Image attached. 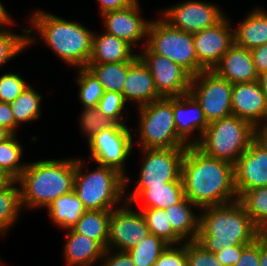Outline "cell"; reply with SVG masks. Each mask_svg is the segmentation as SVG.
Here are the masks:
<instances>
[{"mask_svg":"<svg viewBox=\"0 0 267 266\" xmlns=\"http://www.w3.org/2000/svg\"><path fill=\"white\" fill-rule=\"evenodd\" d=\"M139 4L137 0L127 8L104 13V31L125 40L131 46L138 47L140 40L146 45L150 21L142 18Z\"/></svg>","mask_w":267,"mask_h":266,"instance_id":"obj_17","label":"cell"},{"mask_svg":"<svg viewBox=\"0 0 267 266\" xmlns=\"http://www.w3.org/2000/svg\"><path fill=\"white\" fill-rule=\"evenodd\" d=\"M134 134L127 125L114 123L111 127L95 134L89 141L88 159L95 163L118 170L126 177V190L130 177L126 176L124 164L134 147Z\"/></svg>","mask_w":267,"mask_h":266,"instance_id":"obj_9","label":"cell"},{"mask_svg":"<svg viewBox=\"0 0 267 266\" xmlns=\"http://www.w3.org/2000/svg\"><path fill=\"white\" fill-rule=\"evenodd\" d=\"M138 57L149 68L161 97L173 98L189 93L192 75L165 56L151 51L146 45Z\"/></svg>","mask_w":267,"mask_h":266,"instance_id":"obj_13","label":"cell"},{"mask_svg":"<svg viewBox=\"0 0 267 266\" xmlns=\"http://www.w3.org/2000/svg\"><path fill=\"white\" fill-rule=\"evenodd\" d=\"M11 17V14H8V11L0 1V25L11 22L13 20Z\"/></svg>","mask_w":267,"mask_h":266,"instance_id":"obj_51","label":"cell"},{"mask_svg":"<svg viewBox=\"0 0 267 266\" xmlns=\"http://www.w3.org/2000/svg\"><path fill=\"white\" fill-rule=\"evenodd\" d=\"M239 201L257 228L267 222V186L247 190Z\"/></svg>","mask_w":267,"mask_h":266,"instance_id":"obj_37","label":"cell"},{"mask_svg":"<svg viewBox=\"0 0 267 266\" xmlns=\"http://www.w3.org/2000/svg\"><path fill=\"white\" fill-rule=\"evenodd\" d=\"M234 29V44L248 50L267 43V11L252 9Z\"/></svg>","mask_w":267,"mask_h":266,"instance_id":"obj_25","label":"cell"},{"mask_svg":"<svg viewBox=\"0 0 267 266\" xmlns=\"http://www.w3.org/2000/svg\"><path fill=\"white\" fill-rule=\"evenodd\" d=\"M11 179L0 170V189L7 185Z\"/></svg>","mask_w":267,"mask_h":266,"instance_id":"obj_55","label":"cell"},{"mask_svg":"<svg viewBox=\"0 0 267 266\" xmlns=\"http://www.w3.org/2000/svg\"><path fill=\"white\" fill-rule=\"evenodd\" d=\"M138 53H133V46L115 35L94 31L92 54L88 64H106L134 61Z\"/></svg>","mask_w":267,"mask_h":266,"instance_id":"obj_22","label":"cell"},{"mask_svg":"<svg viewBox=\"0 0 267 266\" xmlns=\"http://www.w3.org/2000/svg\"><path fill=\"white\" fill-rule=\"evenodd\" d=\"M173 116L178 136L188 146H195L209 125L200 104L190 93L173 97ZM195 131L199 134L192 137Z\"/></svg>","mask_w":267,"mask_h":266,"instance_id":"obj_19","label":"cell"},{"mask_svg":"<svg viewBox=\"0 0 267 266\" xmlns=\"http://www.w3.org/2000/svg\"><path fill=\"white\" fill-rule=\"evenodd\" d=\"M66 231L63 255L68 266H90L102 260L106 249L98 241L75 233L72 229Z\"/></svg>","mask_w":267,"mask_h":266,"instance_id":"obj_24","label":"cell"},{"mask_svg":"<svg viewBox=\"0 0 267 266\" xmlns=\"http://www.w3.org/2000/svg\"><path fill=\"white\" fill-rule=\"evenodd\" d=\"M233 266H260V243L255 240L248 245L242 251L240 259Z\"/></svg>","mask_w":267,"mask_h":266,"instance_id":"obj_44","label":"cell"},{"mask_svg":"<svg viewBox=\"0 0 267 266\" xmlns=\"http://www.w3.org/2000/svg\"><path fill=\"white\" fill-rule=\"evenodd\" d=\"M48 216L58 227L72 229L87 211L79 197L72 191L55 199L48 207Z\"/></svg>","mask_w":267,"mask_h":266,"instance_id":"obj_27","label":"cell"},{"mask_svg":"<svg viewBox=\"0 0 267 266\" xmlns=\"http://www.w3.org/2000/svg\"><path fill=\"white\" fill-rule=\"evenodd\" d=\"M198 63L205 70H213L234 44V29L225 16L216 25L193 33Z\"/></svg>","mask_w":267,"mask_h":266,"instance_id":"obj_15","label":"cell"},{"mask_svg":"<svg viewBox=\"0 0 267 266\" xmlns=\"http://www.w3.org/2000/svg\"><path fill=\"white\" fill-rule=\"evenodd\" d=\"M260 266H267V248L260 244Z\"/></svg>","mask_w":267,"mask_h":266,"instance_id":"obj_53","label":"cell"},{"mask_svg":"<svg viewBox=\"0 0 267 266\" xmlns=\"http://www.w3.org/2000/svg\"><path fill=\"white\" fill-rule=\"evenodd\" d=\"M31 14V28H27L28 46L39 42L40 39L32 34L37 31L36 35L43 39L40 41L46 43L63 63L77 69L88 65L92 54L94 31H90L80 22L66 20L43 10L36 9Z\"/></svg>","mask_w":267,"mask_h":266,"instance_id":"obj_2","label":"cell"},{"mask_svg":"<svg viewBox=\"0 0 267 266\" xmlns=\"http://www.w3.org/2000/svg\"><path fill=\"white\" fill-rule=\"evenodd\" d=\"M17 180H11L0 189V235L5 236L19 219L22 210L20 187Z\"/></svg>","mask_w":267,"mask_h":266,"instance_id":"obj_29","label":"cell"},{"mask_svg":"<svg viewBox=\"0 0 267 266\" xmlns=\"http://www.w3.org/2000/svg\"><path fill=\"white\" fill-rule=\"evenodd\" d=\"M184 195L200 209L239 200L235 188L234 164L188 146L182 159Z\"/></svg>","mask_w":267,"mask_h":266,"instance_id":"obj_1","label":"cell"},{"mask_svg":"<svg viewBox=\"0 0 267 266\" xmlns=\"http://www.w3.org/2000/svg\"><path fill=\"white\" fill-rule=\"evenodd\" d=\"M200 210L196 241L209 252L250 245L256 240L257 228L239 200Z\"/></svg>","mask_w":267,"mask_h":266,"instance_id":"obj_3","label":"cell"},{"mask_svg":"<svg viewBox=\"0 0 267 266\" xmlns=\"http://www.w3.org/2000/svg\"><path fill=\"white\" fill-rule=\"evenodd\" d=\"M150 233L162 238L169 245H181L184 241L173 231L164 209H140ZM183 242V243H182Z\"/></svg>","mask_w":267,"mask_h":266,"instance_id":"obj_34","label":"cell"},{"mask_svg":"<svg viewBox=\"0 0 267 266\" xmlns=\"http://www.w3.org/2000/svg\"><path fill=\"white\" fill-rule=\"evenodd\" d=\"M255 139L267 150V125L255 128Z\"/></svg>","mask_w":267,"mask_h":266,"instance_id":"obj_49","label":"cell"},{"mask_svg":"<svg viewBox=\"0 0 267 266\" xmlns=\"http://www.w3.org/2000/svg\"><path fill=\"white\" fill-rule=\"evenodd\" d=\"M124 96L113 91H105L102 98L99 100L97 108L99 111L113 120L115 123L125 125L124 109H127Z\"/></svg>","mask_w":267,"mask_h":266,"instance_id":"obj_39","label":"cell"},{"mask_svg":"<svg viewBox=\"0 0 267 266\" xmlns=\"http://www.w3.org/2000/svg\"><path fill=\"white\" fill-rule=\"evenodd\" d=\"M111 212L106 210H87L72 227V230L75 233L98 241L107 249Z\"/></svg>","mask_w":267,"mask_h":266,"instance_id":"obj_28","label":"cell"},{"mask_svg":"<svg viewBox=\"0 0 267 266\" xmlns=\"http://www.w3.org/2000/svg\"><path fill=\"white\" fill-rule=\"evenodd\" d=\"M247 246L248 245H235L227 249H222L220 252H216L215 255L223 266H233L240 259L242 251Z\"/></svg>","mask_w":267,"mask_h":266,"instance_id":"obj_45","label":"cell"},{"mask_svg":"<svg viewBox=\"0 0 267 266\" xmlns=\"http://www.w3.org/2000/svg\"><path fill=\"white\" fill-rule=\"evenodd\" d=\"M136 131L140 148H179L188 145L178 136L173 116V98L162 97L140 106Z\"/></svg>","mask_w":267,"mask_h":266,"instance_id":"obj_7","label":"cell"},{"mask_svg":"<svg viewBox=\"0 0 267 266\" xmlns=\"http://www.w3.org/2000/svg\"><path fill=\"white\" fill-rule=\"evenodd\" d=\"M169 246L162 238L149 233L147 237L127 252L135 266H154L159 256Z\"/></svg>","mask_w":267,"mask_h":266,"instance_id":"obj_33","label":"cell"},{"mask_svg":"<svg viewBox=\"0 0 267 266\" xmlns=\"http://www.w3.org/2000/svg\"><path fill=\"white\" fill-rule=\"evenodd\" d=\"M133 61L88 64L86 67L99 80L104 91H113L122 94L124 81L126 80L128 66Z\"/></svg>","mask_w":267,"mask_h":266,"instance_id":"obj_31","label":"cell"},{"mask_svg":"<svg viewBox=\"0 0 267 266\" xmlns=\"http://www.w3.org/2000/svg\"><path fill=\"white\" fill-rule=\"evenodd\" d=\"M30 84L20 73H5L0 76V102L12 103Z\"/></svg>","mask_w":267,"mask_h":266,"instance_id":"obj_40","label":"cell"},{"mask_svg":"<svg viewBox=\"0 0 267 266\" xmlns=\"http://www.w3.org/2000/svg\"><path fill=\"white\" fill-rule=\"evenodd\" d=\"M16 135L12 134L0 142V170L11 180H17L27 165L20 163L23 158V146Z\"/></svg>","mask_w":267,"mask_h":266,"instance_id":"obj_32","label":"cell"},{"mask_svg":"<svg viewBox=\"0 0 267 266\" xmlns=\"http://www.w3.org/2000/svg\"><path fill=\"white\" fill-rule=\"evenodd\" d=\"M13 21L0 25V67L28 47L27 29L23 28V34H17L6 28L15 24Z\"/></svg>","mask_w":267,"mask_h":266,"instance_id":"obj_35","label":"cell"},{"mask_svg":"<svg viewBox=\"0 0 267 266\" xmlns=\"http://www.w3.org/2000/svg\"><path fill=\"white\" fill-rule=\"evenodd\" d=\"M80 114V129L89 141L95 134L111 127L115 122L103 115L97 107L83 108Z\"/></svg>","mask_w":267,"mask_h":266,"instance_id":"obj_38","label":"cell"},{"mask_svg":"<svg viewBox=\"0 0 267 266\" xmlns=\"http://www.w3.org/2000/svg\"><path fill=\"white\" fill-rule=\"evenodd\" d=\"M234 175L239 198L247 190L267 186V150L256 139L234 164Z\"/></svg>","mask_w":267,"mask_h":266,"instance_id":"obj_16","label":"cell"},{"mask_svg":"<svg viewBox=\"0 0 267 266\" xmlns=\"http://www.w3.org/2000/svg\"><path fill=\"white\" fill-rule=\"evenodd\" d=\"M253 63L257 73L267 71V43L251 50Z\"/></svg>","mask_w":267,"mask_h":266,"instance_id":"obj_47","label":"cell"},{"mask_svg":"<svg viewBox=\"0 0 267 266\" xmlns=\"http://www.w3.org/2000/svg\"><path fill=\"white\" fill-rule=\"evenodd\" d=\"M0 125L15 134V118L10 103L0 102Z\"/></svg>","mask_w":267,"mask_h":266,"instance_id":"obj_46","label":"cell"},{"mask_svg":"<svg viewBox=\"0 0 267 266\" xmlns=\"http://www.w3.org/2000/svg\"><path fill=\"white\" fill-rule=\"evenodd\" d=\"M232 88L225 78L213 70L192 76L189 93L200 104L208 123L232 115Z\"/></svg>","mask_w":267,"mask_h":266,"instance_id":"obj_10","label":"cell"},{"mask_svg":"<svg viewBox=\"0 0 267 266\" xmlns=\"http://www.w3.org/2000/svg\"><path fill=\"white\" fill-rule=\"evenodd\" d=\"M154 266H187L186 242L179 245H169L159 256Z\"/></svg>","mask_w":267,"mask_h":266,"instance_id":"obj_42","label":"cell"},{"mask_svg":"<svg viewBox=\"0 0 267 266\" xmlns=\"http://www.w3.org/2000/svg\"><path fill=\"white\" fill-rule=\"evenodd\" d=\"M258 82L260 84V87L266 97L267 101V71L261 73L258 77Z\"/></svg>","mask_w":267,"mask_h":266,"instance_id":"obj_52","label":"cell"},{"mask_svg":"<svg viewBox=\"0 0 267 266\" xmlns=\"http://www.w3.org/2000/svg\"><path fill=\"white\" fill-rule=\"evenodd\" d=\"M136 1L137 0H98L100 15L106 12L127 8Z\"/></svg>","mask_w":267,"mask_h":266,"instance_id":"obj_48","label":"cell"},{"mask_svg":"<svg viewBox=\"0 0 267 266\" xmlns=\"http://www.w3.org/2000/svg\"><path fill=\"white\" fill-rule=\"evenodd\" d=\"M255 139V127L235 115L210 122L195 145L204 154L235 164Z\"/></svg>","mask_w":267,"mask_h":266,"instance_id":"obj_6","label":"cell"},{"mask_svg":"<svg viewBox=\"0 0 267 266\" xmlns=\"http://www.w3.org/2000/svg\"><path fill=\"white\" fill-rule=\"evenodd\" d=\"M111 249H106L102 257L101 266H135L132 257L127 251L111 252Z\"/></svg>","mask_w":267,"mask_h":266,"instance_id":"obj_43","label":"cell"},{"mask_svg":"<svg viewBox=\"0 0 267 266\" xmlns=\"http://www.w3.org/2000/svg\"><path fill=\"white\" fill-rule=\"evenodd\" d=\"M187 266H223L215 253L209 252L196 240L186 242Z\"/></svg>","mask_w":267,"mask_h":266,"instance_id":"obj_41","label":"cell"},{"mask_svg":"<svg viewBox=\"0 0 267 266\" xmlns=\"http://www.w3.org/2000/svg\"><path fill=\"white\" fill-rule=\"evenodd\" d=\"M231 84L258 81L251 50L233 44L213 68Z\"/></svg>","mask_w":267,"mask_h":266,"instance_id":"obj_21","label":"cell"},{"mask_svg":"<svg viewBox=\"0 0 267 266\" xmlns=\"http://www.w3.org/2000/svg\"><path fill=\"white\" fill-rule=\"evenodd\" d=\"M42 96L31 84L10 103L15 118V134L20 124L28 123L41 116Z\"/></svg>","mask_w":267,"mask_h":266,"instance_id":"obj_30","label":"cell"},{"mask_svg":"<svg viewBox=\"0 0 267 266\" xmlns=\"http://www.w3.org/2000/svg\"><path fill=\"white\" fill-rule=\"evenodd\" d=\"M111 212L107 249L128 251L143 241L150 233L140 210H133L132 203L124 201Z\"/></svg>","mask_w":267,"mask_h":266,"instance_id":"obj_14","label":"cell"},{"mask_svg":"<svg viewBox=\"0 0 267 266\" xmlns=\"http://www.w3.org/2000/svg\"><path fill=\"white\" fill-rule=\"evenodd\" d=\"M192 207L199 209L186 197L178 204L165 208L168 221L173 231L184 241H195L198 237L200 215Z\"/></svg>","mask_w":267,"mask_h":266,"instance_id":"obj_26","label":"cell"},{"mask_svg":"<svg viewBox=\"0 0 267 266\" xmlns=\"http://www.w3.org/2000/svg\"><path fill=\"white\" fill-rule=\"evenodd\" d=\"M76 159L74 191L87 210L112 211L126 201V177L115 168L100 165L92 171ZM89 172V173H88ZM124 199V200H123Z\"/></svg>","mask_w":267,"mask_h":266,"instance_id":"obj_5","label":"cell"},{"mask_svg":"<svg viewBox=\"0 0 267 266\" xmlns=\"http://www.w3.org/2000/svg\"><path fill=\"white\" fill-rule=\"evenodd\" d=\"M11 135L12 133L10 131L0 125V142L6 140Z\"/></svg>","mask_w":267,"mask_h":266,"instance_id":"obj_54","label":"cell"},{"mask_svg":"<svg viewBox=\"0 0 267 266\" xmlns=\"http://www.w3.org/2000/svg\"><path fill=\"white\" fill-rule=\"evenodd\" d=\"M122 95L126 102L137 103V108L162 98L158 94L149 68L139 57L128 66Z\"/></svg>","mask_w":267,"mask_h":266,"instance_id":"obj_20","label":"cell"},{"mask_svg":"<svg viewBox=\"0 0 267 266\" xmlns=\"http://www.w3.org/2000/svg\"><path fill=\"white\" fill-rule=\"evenodd\" d=\"M146 46L179 64L192 76L205 70L198 63L193 34L174 29L162 18L150 21Z\"/></svg>","mask_w":267,"mask_h":266,"instance_id":"obj_8","label":"cell"},{"mask_svg":"<svg viewBox=\"0 0 267 266\" xmlns=\"http://www.w3.org/2000/svg\"><path fill=\"white\" fill-rule=\"evenodd\" d=\"M256 240L265 248H267V222L257 227Z\"/></svg>","mask_w":267,"mask_h":266,"instance_id":"obj_50","label":"cell"},{"mask_svg":"<svg viewBox=\"0 0 267 266\" xmlns=\"http://www.w3.org/2000/svg\"><path fill=\"white\" fill-rule=\"evenodd\" d=\"M231 102L232 115L255 128L267 125V101L258 81L233 84Z\"/></svg>","mask_w":267,"mask_h":266,"instance_id":"obj_18","label":"cell"},{"mask_svg":"<svg viewBox=\"0 0 267 266\" xmlns=\"http://www.w3.org/2000/svg\"><path fill=\"white\" fill-rule=\"evenodd\" d=\"M76 158L28 163L17 179L23 208H47L58 197L74 191Z\"/></svg>","mask_w":267,"mask_h":266,"instance_id":"obj_4","label":"cell"},{"mask_svg":"<svg viewBox=\"0 0 267 266\" xmlns=\"http://www.w3.org/2000/svg\"><path fill=\"white\" fill-rule=\"evenodd\" d=\"M129 194V195H127ZM125 194V200L132 205L144 201L141 209H165L178 204L184 197L183 182H168L164 186H151L149 189H134Z\"/></svg>","mask_w":267,"mask_h":266,"instance_id":"obj_23","label":"cell"},{"mask_svg":"<svg viewBox=\"0 0 267 266\" xmlns=\"http://www.w3.org/2000/svg\"><path fill=\"white\" fill-rule=\"evenodd\" d=\"M213 2L185 0L160 11V18L174 29L196 33L219 23L224 12Z\"/></svg>","mask_w":267,"mask_h":266,"instance_id":"obj_12","label":"cell"},{"mask_svg":"<svg viewBox=\"0 0 267 266\" xmlns=\"http://www.w3.org/2000/svg\"><path fill=\"white\" fill-rule=\"evenodd\" d=\"M76 81L79 85L78 100L83 108L97 107L104 95V88L95 75L87 68H78Z\"/></svg>","mask_w":267,"mask_h":266,"instance_id":"obj_36","label":"cell"},{"mask_svg":"<svg viewBox=\"0 0 267 266\" xmlns=\"http://www.w3.org/2000/svg\"><path fill=\"white\" fill-rule=\"evenodd\" d=\"M187 147L142 148V165L134 189L164 186L168 182H183L181 164Z\"/></svg>","mask_w":267,"mask_h":266,"instance_id":"obj_11","label":"cell"}]
</instances>
